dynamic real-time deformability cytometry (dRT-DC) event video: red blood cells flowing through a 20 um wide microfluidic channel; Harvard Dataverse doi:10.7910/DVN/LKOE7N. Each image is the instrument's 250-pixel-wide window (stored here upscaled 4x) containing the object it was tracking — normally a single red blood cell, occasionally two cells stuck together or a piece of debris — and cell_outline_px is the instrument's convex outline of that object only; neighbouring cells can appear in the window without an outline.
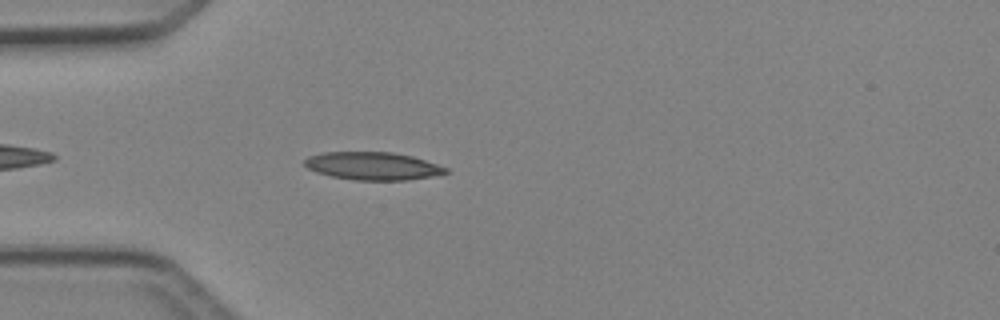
{"species": "Egyptian fruit bat (a non-hibernating species)", "species_latin": "Rousettus aegyptiacus", "temperature_condition": "cold", "stored_images_in_passage": 13, "camera_frame_rate_fps": 3000, "um_per_image_px": 0.085, "animal": {"sex": "female"}, "frame": {"image": 1, "passage_image": 4, "time_ms": 1.0, "image_size_px": [1000, 320], "cell_outline_px": [[448, 172], [432, 176], [408, 180], [356, 180], [332, 176], [316, 172], [308, 168], [304, 164], [304, 160], [308, 156], [324, 152], [392, 152], [412, 156], [448, 168]], "centroid_in_image_um": [31.67, 14.1], "position_along_channel_um": 53.3, "area_um2": 22.77}}
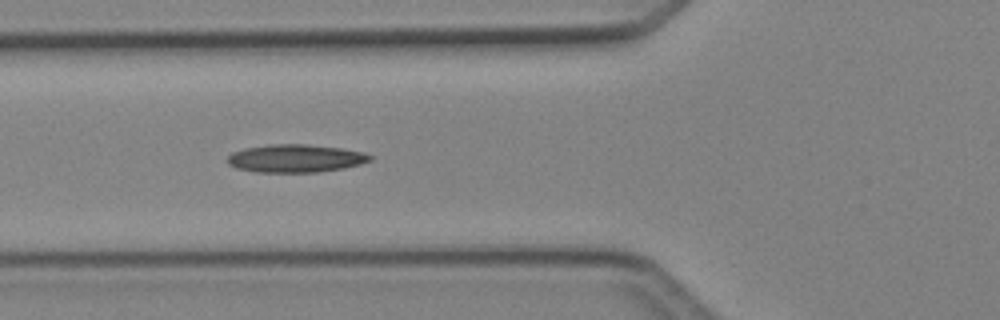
{"frame": {"image": 2, "passage_image": 8, "time_ms": 2.333, "image_size_px": [1000, 320], "cell_outline_px": [[372, 160], [360, 164], [344, 168], [320, 172], [256, 172], [236, 168], [228, 164], [228, 156], [232, 152], [244, 148], [268, 144], [308, 144], [340, 148], [364, 152], [372, 156]], "centroid_in_image_um": [25.12, 13.46], "position_along_channel_um": 100.7, "area_um2": 23.35}}
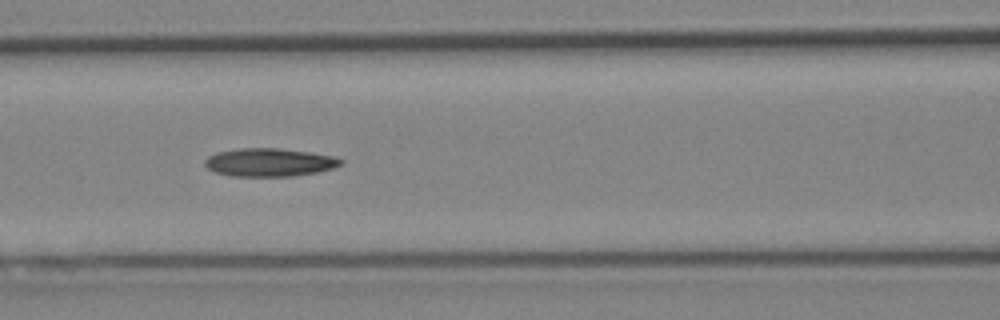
{"frame": {"image": 3, "passage_image": 11, "time_ms": 3.333, "image_size_px": [1000, 320], "cell_outline_px": [[344, 164], [332, 168], [316, 172], [292, 176], [232, 176], [216, 172], [208, 168], [204, 164], [204, 160], [208, 156], [216, 152], [240, 148], [280, 148], [336, 156], [344, 160]], "centroid_in_image_um": [22.91, 13.79], "position_along_channel_um": 143.7, "area_um2": 22.37}}